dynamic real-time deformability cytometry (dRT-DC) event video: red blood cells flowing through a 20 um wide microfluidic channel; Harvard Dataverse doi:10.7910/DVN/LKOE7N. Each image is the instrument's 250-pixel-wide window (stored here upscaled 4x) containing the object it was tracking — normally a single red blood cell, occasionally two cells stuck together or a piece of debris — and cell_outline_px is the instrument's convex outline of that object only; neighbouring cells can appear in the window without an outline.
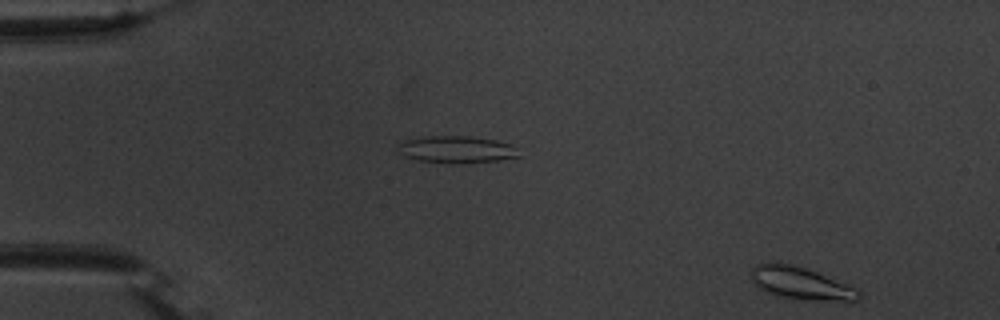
{"species": "common noctule bat (a hibernating species)", "species_latin": "Nyctalus noctula", "temperature_condition": "warm", "stored_images_in_passage": 15, "segment_of_instrument_passage": [2, 2], "camera_frame_rate_fps": 3000, "um_per_image_px": 0.085, "animal": {"sex": "male", "body_mass_g": 20.1, "forearm_length_mm": 53.5}, "frame": {"image": 1, "passage_image": 15, "time_ms": 4.667, "image_size_px": [1000, 320], "cell_outline_px": [[860, 300], [852, 304], [844, 304], [792, 300], [776, 296], [764, 292], [752, 280], [752, 268], [756, 264], [776, 260], [804, 268], [816, 272], [860, 288]], "centroid_in_image_um": [68.2, 24.15], "position_along_channel_um": 16.8, "area_um2": 21.85}}